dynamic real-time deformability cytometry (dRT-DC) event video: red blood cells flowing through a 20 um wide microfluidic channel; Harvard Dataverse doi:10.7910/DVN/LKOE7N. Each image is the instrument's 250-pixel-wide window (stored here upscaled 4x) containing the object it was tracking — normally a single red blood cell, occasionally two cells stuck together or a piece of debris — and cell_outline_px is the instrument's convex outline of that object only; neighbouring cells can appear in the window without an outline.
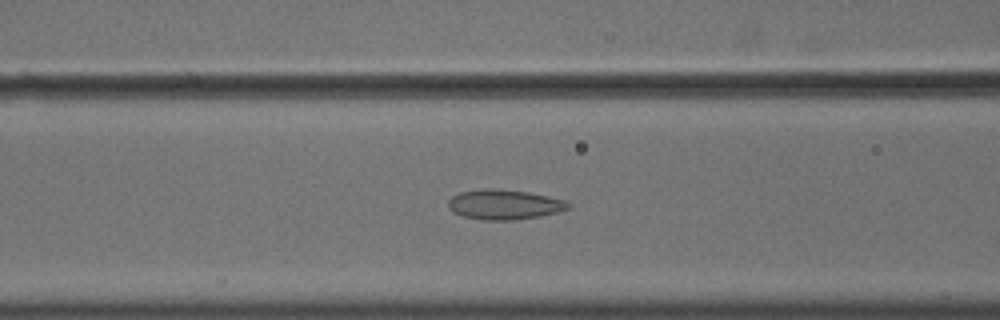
{"species": "common noctule bat (a hibernating species)", "species_latin": "Nyctalus noctula", "temperature_condition": "cold", "stored_images_in_passage": 41, "camera_frame_rate_fps": 3000, "um_per_image_px": 0.085, "animal": {"sex": "male", "body_mass_g": 18.8}, "frame": {"image": 1, "passage_image": 9, "time_ms": 2.667, "image_size_px": [1000, 320], "cell_outline_px": [[572, 208], [560, 212], [540, 216], [512, 220], [484, 220], [464, 216], [452, 212], [448, 208], [448, 200], [452, 196], [460, 192], [528, 192], [548, 196], [564, 200], [572, 204]], "centroid_in_image_um": [42.95, 17.45], "position_along_channel_um": 123.7, "area_um2": 20.0}}
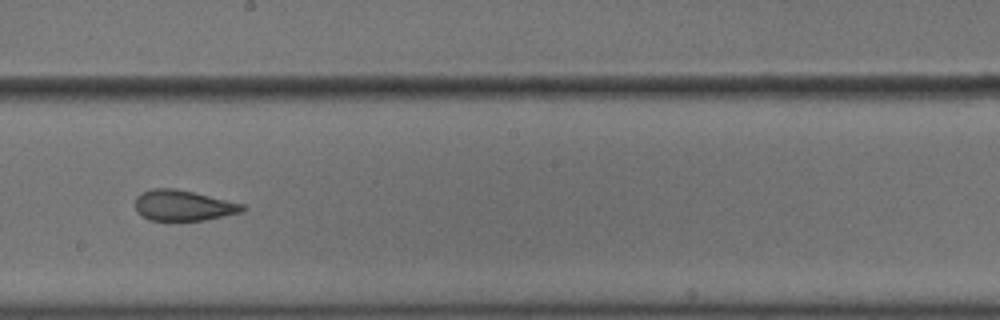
{"frame": {"image": 2, "passage_image": 18, "time_ms": 5.667, "image_size_px": [1000, 320], "cell_outline_px": [[248, 208], [240, 212], [204, 220], [148, 220], [136, 212], [136, 196], [152, 188], [172, 188], [192, 192], [244, 204]], "centroid_in_image_um": [15.56, 17.47], "position_along_channel_um": 232.6, "area_um2": 18.9}}
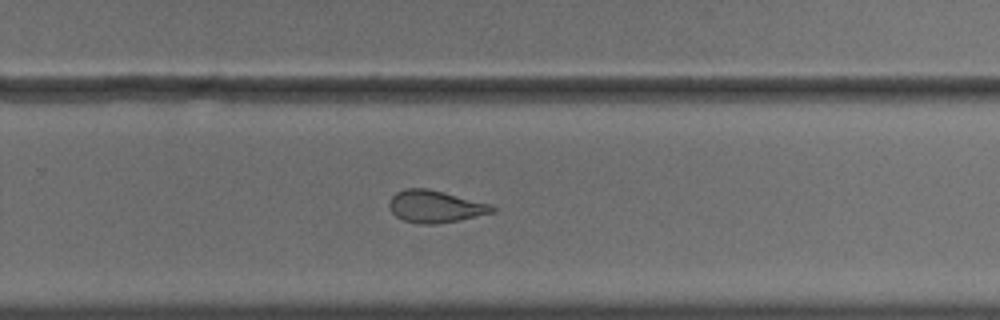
{"frame": {"image": 3, "passage_image": 23, "time_ms": 7.333, "image_size_px": [1000, 320], "cell_outline_px": [[496, 212], [460, 220], [436, 224], [416, 224], [404, 220], [396, 216], [388, 208], [388, 204], [392, 196], [396, 192], [404, 188], [428, 188], [492, 204], [496, 208]], "centroid_in_image_um": [37.0, 17.55], "position_along_channel_um": 292.8, "area_um2": 19.59}, "authors_computed_cell_mechanics": {"area_um2": 20.519, "velocity_mm_per_s": 3.6234, "shape_relaxation_time_tau1_ms": null, "shape_relaxation_time_tau2_ms": 2.1537, "deformation_change_tau1": null, "deformation_change_tau2": 0.0905}}